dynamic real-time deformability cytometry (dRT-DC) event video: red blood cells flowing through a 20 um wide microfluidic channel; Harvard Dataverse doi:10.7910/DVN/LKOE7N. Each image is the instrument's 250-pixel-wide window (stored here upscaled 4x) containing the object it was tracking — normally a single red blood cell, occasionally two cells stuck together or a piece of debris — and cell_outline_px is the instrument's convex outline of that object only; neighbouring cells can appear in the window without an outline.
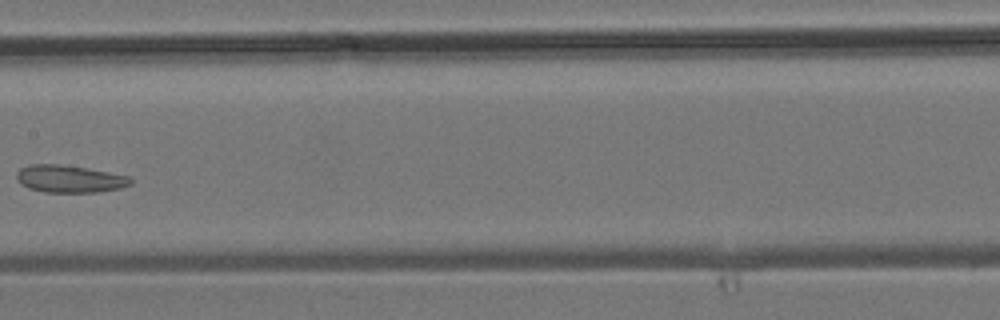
{"species": "common noctule bat (a hibernating species)", "species_latin": "Nyctalus noctula", "temperature_condition": "room temperature", "stored_images_in_passage": 5, "camera_frame_rate_fps": 3000, "um_per_image_px": 0.085, "animal": {"sex": "male", "body_mass_g": 19.2, "forearm_length_mm": 51.8}, "frame": {"image": 1, "passage_image": 5, "time_ms": 5.667, "image_size_px": [1000, 320], "cell_outline_px": [[132, 184], [120, 188], [100, 192], [44, 192], [28, 188], [20, 184], [16, 176], [16, 172], [20, 168], [28, 164], [60, 164], [88, 168], [128, 176], [132, 180]], "centroid_in_image_um": [5.88, 15.2], "position_along_channel_um": 201.5, "area_um2": 18.32}}